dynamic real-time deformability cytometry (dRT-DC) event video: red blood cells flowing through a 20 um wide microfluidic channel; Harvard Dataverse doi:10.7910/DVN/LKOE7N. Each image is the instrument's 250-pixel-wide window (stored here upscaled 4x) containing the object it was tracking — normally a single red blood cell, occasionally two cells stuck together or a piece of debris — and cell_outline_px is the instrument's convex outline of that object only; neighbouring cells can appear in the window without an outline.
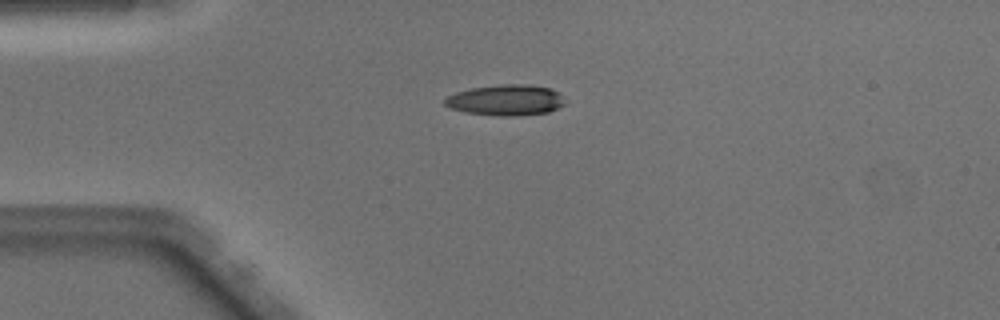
{"species": "Egyptian fruit bat (a non-hibernating species)", "species_latin": "Rousettus aegyptiacus", "temperature_condition": "warm", "stored_images_in_passage": 34, "camera_frame_rate_fps": 3000, "um_per_image_px": 0.085, "animal": {"sex": "male"}, "frame": {"image": 1, "passage_image": 4, "time_ms": 1.0, "image_size_px": [1000, 320], "cell_outline_px": [[564, 104], [548, 112], [516, 116], [500, 116], [464, 112], [452, 108], [444, 104], [444, 100], [448, 96], [456, 92], [472, 88], [500, 84], [528, 84], [552, 88], [560, 96]], "centroid_in_image_um": [42.97, 8.5], "position_along_channel_um": 42.0, "area_um2": 21.39}}
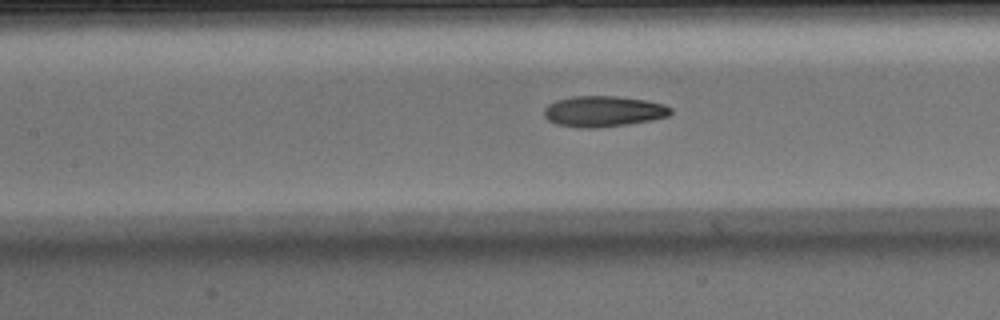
{"frame": {"image": 2, "passage_image": 14, "time_ms": 4.333, "image_size_px": [1000, 320], "cell_outline_px": [[672, 112], [668, 116], [652, 120], [628, 124], [592, 128], [584, 128], [556, 124], [548, 120], [544, 116], [544, 108], [548, 104], [556, 100], [572, 96], [616, 96], [644, 100], [664, 104], [672, 108]], "centroid_in_image_um": [51.28, 9.46], "position_along_channel_um": 156.1, "area_um2": 22.72}}
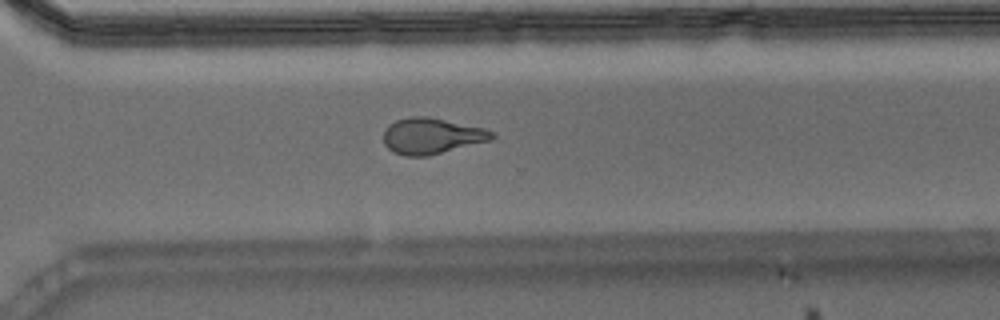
{"frame": {"image": 3, "passage_image": 27, "time_ms": 8.667, "image_size_px": [1000, 320], "cell_outline_px": [[496, 136], [492, 140], [428, 156], [404, 156], [392, 152], [384, 144], [384, 128], [388, 124], [396, 120], [412, 116], [424, 116], [488, 128]], "centroid_in_image_um": [36.69, 11.56], "position_along_channel_um": 333.9, "area_um2": 22.95}, "authors_computed_cell_mechanics": {"area_um2": 22.1663, "velocity_mm_per_s": 4.1192, "shape_relaxation_time_tau1_ms": 6.2854, "shape_relaxation_time_tau2_ms": 3.081, "deformation_change_tau1": 0.2533, "deformation_change_tau2": 0.1218}}